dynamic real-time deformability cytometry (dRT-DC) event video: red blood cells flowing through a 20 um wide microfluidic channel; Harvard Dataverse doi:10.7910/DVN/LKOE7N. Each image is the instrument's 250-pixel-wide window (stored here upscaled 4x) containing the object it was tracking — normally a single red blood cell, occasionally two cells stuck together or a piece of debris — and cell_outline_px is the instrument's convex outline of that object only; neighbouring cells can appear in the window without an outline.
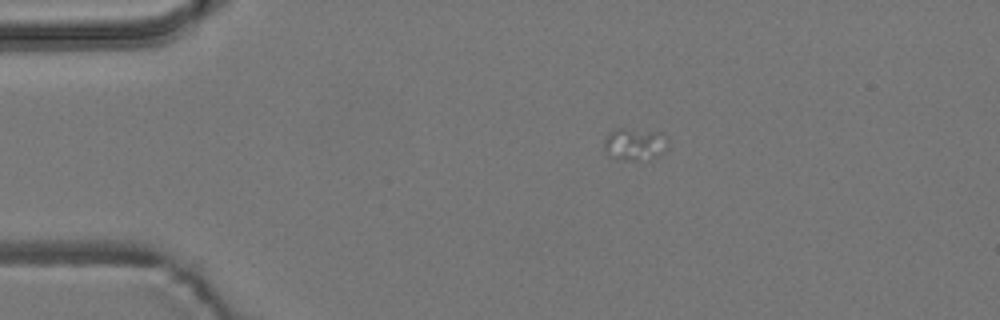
{"species": "common noctule bat (a hibernating species)", "species_latin": "Nyctalus noctula", "temperature_condition": "room temperature", "stored_images_in_passage": 4, "camera_frame_rate_fps": 3000, "um_per_image_px": 0.085, "animal": {"sex": "male", "body_mass_g": 19.2, "forearm_length_mm": 51.8}, "frame": {"image": 1, "passage_image": 2, "time_ms": 0.333, "image_size_px": [1000, 320], "cell_outline_px": [[668, 148], [656, 156], [648, 160], [624, 160], [612, 156], [604, 148], [604, 140], [608, 132], [616, 128], [624, 128], [660, 132], [668, 140]], "centroid_in_image_um": [53.96, 12.24], "position_along_channel_um": 31.0, "area_um2": 12.02}}